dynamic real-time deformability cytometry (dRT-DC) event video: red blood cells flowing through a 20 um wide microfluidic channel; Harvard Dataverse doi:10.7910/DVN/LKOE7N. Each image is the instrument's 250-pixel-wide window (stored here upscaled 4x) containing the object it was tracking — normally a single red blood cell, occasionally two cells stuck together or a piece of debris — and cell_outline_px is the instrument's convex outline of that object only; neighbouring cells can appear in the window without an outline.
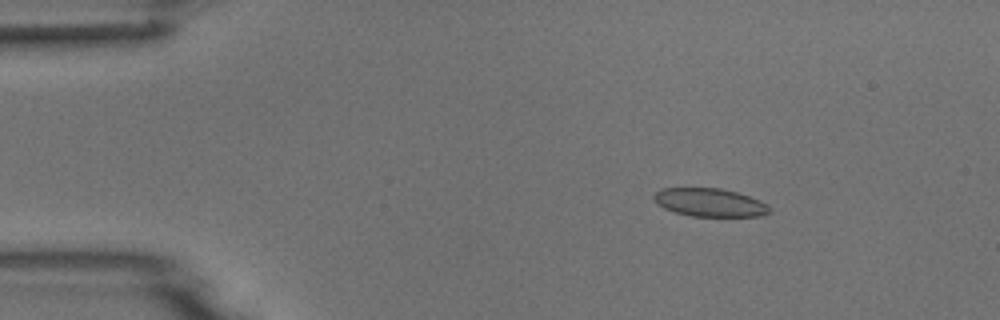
{"species": "common noctule bat (a hibernating species)", "species_latin": "Nyctalus noctula", "temperature_condition": "room temperature", "stored_images_in_passage": 4, "camera_frame_rate_fps": 3000, "um_per_image_px": 0.085, "animal": {"sex": "male", "body_mass_g": 18.8}, "frame": {"image": 1, "passage_image": 4, "time_ms": 3.667, "image_size_px": [1000, 320], "cell_outline_px": [[772, 208], [764, 216], [692, 216], [676, 212], [664, 208], [656, 204], [652, 196], [660, 188], [720, 188], [736, 192], [748, 196], [768, 204]], "centroid_in_image_um": [60.32, 17.21], "position_along_channel_um": 24.7, "area_um2": 19.02}}